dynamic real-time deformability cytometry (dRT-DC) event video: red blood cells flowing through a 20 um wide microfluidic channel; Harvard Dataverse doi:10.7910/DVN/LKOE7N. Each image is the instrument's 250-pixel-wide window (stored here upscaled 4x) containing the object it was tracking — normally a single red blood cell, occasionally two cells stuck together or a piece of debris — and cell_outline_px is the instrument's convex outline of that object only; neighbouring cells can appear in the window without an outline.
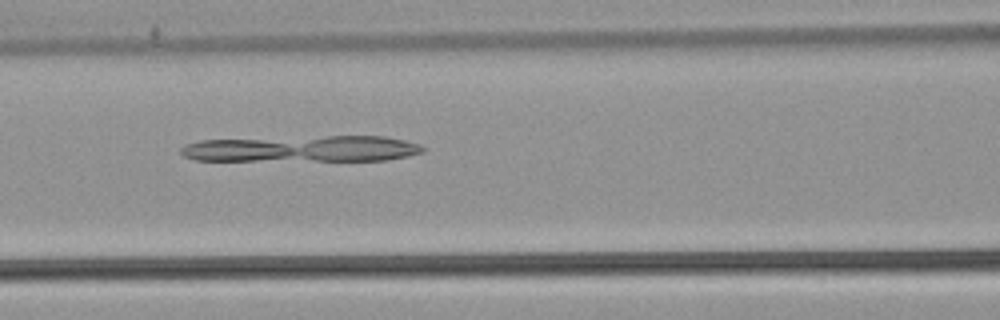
{"species": "common noctule bat (a hibernating species)", "species_latin": "Nyctalus noctula", "temperature_condition": "warm", "stored_images_in_passage": 52, "camera_frame_rate_fps": 3000, "um_per_image_px": 0.085, "animal": {"sex": "male", "body_mass_g": 21.5, "forearm_length_mm": 52.0}, "frame": {"image": 1, "passage_image": 23, "time_ms": 7.333, "image_size_px": [1000, 320], "cell_outline_px": [[424, 152], [408, 156], [388, 160], [196, 160], [184, 156], [180, 152], [180, 148], [184, 144], [200, 140], [328, 136], [384, 136], [404, 140], [420, 144], [424, 148]], "centroid_in_image_um": [25.7, 12.64], "position_along_channel_um": 140.9, "area_um2": 36.88}}